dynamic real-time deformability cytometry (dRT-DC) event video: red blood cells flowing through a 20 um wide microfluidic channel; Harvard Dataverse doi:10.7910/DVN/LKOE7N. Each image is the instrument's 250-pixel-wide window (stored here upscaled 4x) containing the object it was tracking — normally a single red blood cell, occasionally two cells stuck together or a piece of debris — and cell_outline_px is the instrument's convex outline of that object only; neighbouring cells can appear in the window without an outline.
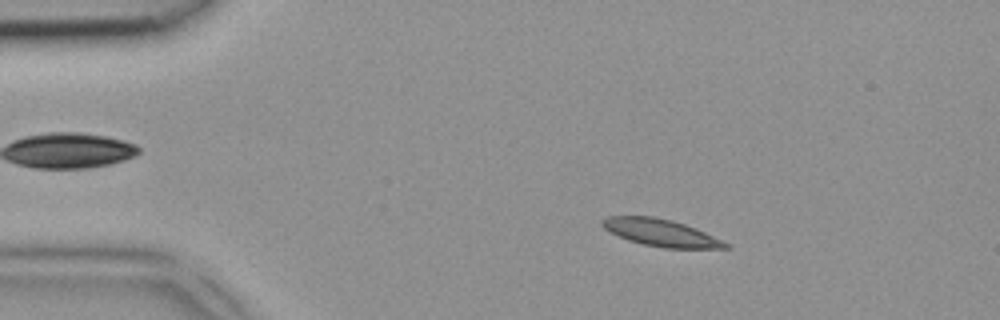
{"species": "common noctule bat (a hibernating species)", "species_latin": "Nyctalus noctula", "temperature_condition": "room temperature", "stored_images_in_passage": 4, "camera_frame_rate_fps": 3000, "um_per_image_px": 0.085, "animal": {"sex": "female", "body_mass_g": 18.4}, "frame": {"image": 1, "passage_image": 2, "time_ms": 0.333, "image_size_px": [1000, 320], "cell_outline_px": [[732, 248], [664, 248], [644, 244], [628, 240], [604, 228], [600, 224], [600, 220], [608, 216], [652, 216], [672, 220], [696, 228], [732, 244]], "centroid_in_image_um": [56.22, 19.78], "position_along_channel_um": 28.8, "area_um2": 19.48}}